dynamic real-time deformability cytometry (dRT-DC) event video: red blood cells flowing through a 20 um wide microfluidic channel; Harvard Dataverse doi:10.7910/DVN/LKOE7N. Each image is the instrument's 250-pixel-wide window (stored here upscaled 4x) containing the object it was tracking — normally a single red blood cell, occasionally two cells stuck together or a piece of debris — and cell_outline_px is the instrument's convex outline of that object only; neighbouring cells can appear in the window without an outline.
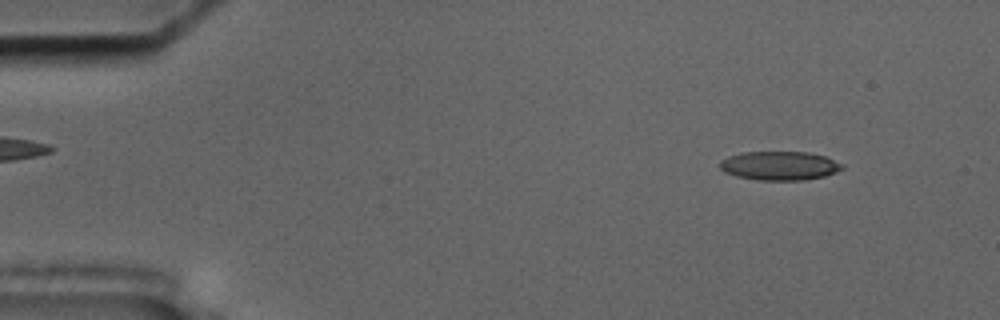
{"species": "common noctule bat (a hibernating species)", "species_latin": "Nyctalus noctula", "temperature_condition": "cold", "stored_images_in_passage": 54, "camera_frame_rate_fps": 3000, "um_per_image_px": 0.085, "animal": {"sex": "male", "body_mass_g": 17.5, "forearm_length_mm": 52.3}, "frame": {"image": 1, "passage_image": 5, "time_ms": 1.333, "image_size_px": [1000, 320], "cell_outline_px": [[844, 168], [836, 172], [824, 176], [804, 180], [756, 180], [736, 176], [724, 172], [720, 168], [720, 160], [728, 156], [744, 152], [808, 152], [824, 156], [844, 164]], "centroid_in_image_um": [66.26, 14.09], "position_along_channel_um": 18.7, "area_um2": 20.63}}
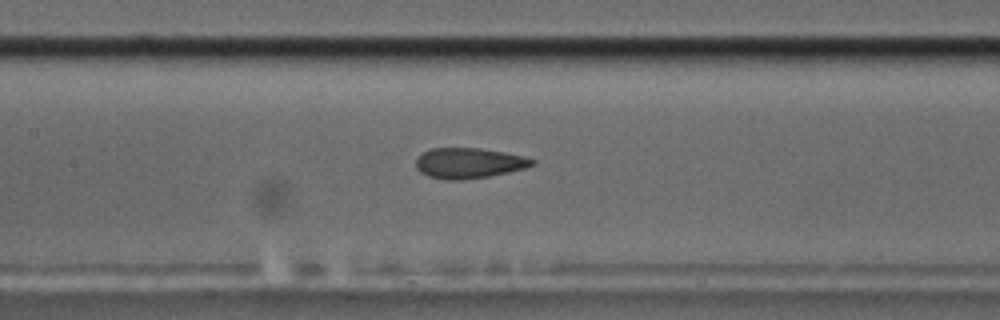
{"frame": {"image": 2, "passage_image": 25, "time_ms": 8.0, "image_size_px": [1000, 320], "cell_outline_px": [[536, 164], [524, 168], [508, 172], [488, 176], [460, 180], [448, 180], [428, 176], [420, 172], [416, 168], [416, 156], [432, 148], [480, 148], [504, 152], [524, 156], [536, 160]], "centroid_in_image_um": [39.84, 13.86], "position_along_channel_um": 167.6, "area_um2": 20.63}}
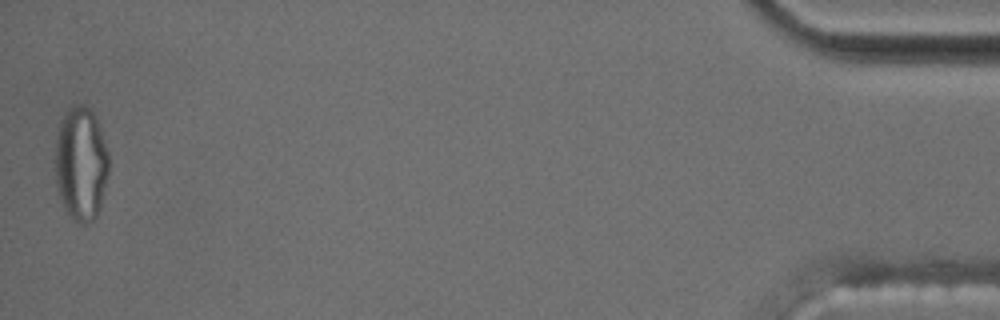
{"frame": {"image": 3, "passage_image": 54, "time_ms": 17.667, "image_size_px": [1000, 320], "cell_outline_px": [[108, 176], [100, 208], [96, 216], [92, 220], [84, 224], [80, 224], [72, 220], [64, 208], [56, 184], [56, 140], [60, 120], [64, 112], [72, 104], [84, 104], [92, 108], [108, 152]], "centroid_in_image_um": [6.88, 13.89], "position_along_channel_um": 428.3, "area_um2": 35.84}, "authors_computed_cell_mechanics": {"area_um2": 21.0392, "velocity_mm_per_s": 3.6321, "shape_relaxation_time_tau1_ms": null, "shape_relaxation_time_tau2_ms": 2.2411, "deformation_change_tau1": null, "deformation_change_tau2": 0.1021}}